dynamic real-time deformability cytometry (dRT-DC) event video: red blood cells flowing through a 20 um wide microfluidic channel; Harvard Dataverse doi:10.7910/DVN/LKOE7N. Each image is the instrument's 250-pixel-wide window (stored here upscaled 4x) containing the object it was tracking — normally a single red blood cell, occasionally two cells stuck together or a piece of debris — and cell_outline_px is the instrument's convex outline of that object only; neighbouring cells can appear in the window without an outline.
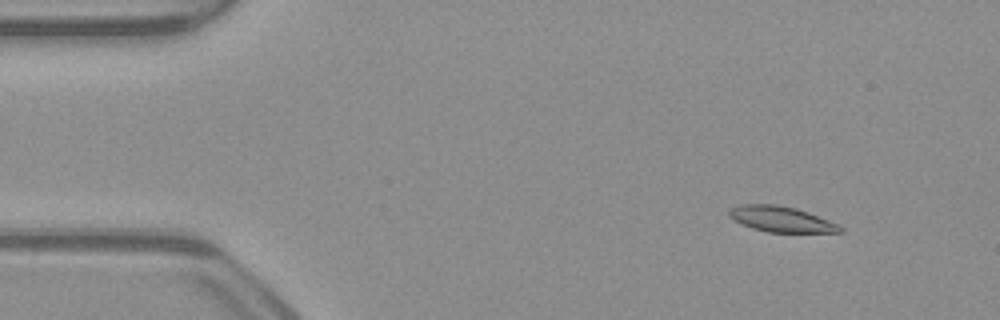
{"species": "common noctule bat (a hibernating species)", "species_latin": "Nyctalus noctula", "temperature_condition": "warm", "stored_images_in_passage": 52, "camera_frame_rate_fps": 3000, "um_per_image_px": 0.085, "animal": {"sex": "male", "body_mass_g": 23.1, "forearm_length_mm": 52.7}, "frame": {"image": 1, "passage_image": 6, "time_ms": 1.667, "image_size_px": [1000, 320], "cell_outline_px": [[844, 232], [768, 232], [752, 228], [728, 216], [728, 212], [732, 208], [740, 204], [776, 204], [796, 208], [808, 212], [828, 220], [844, 228]], "centroid_in_image_um": [66.41, 18.62], "position_along_channel_um": 18.6, "area_um2": 16.36}}
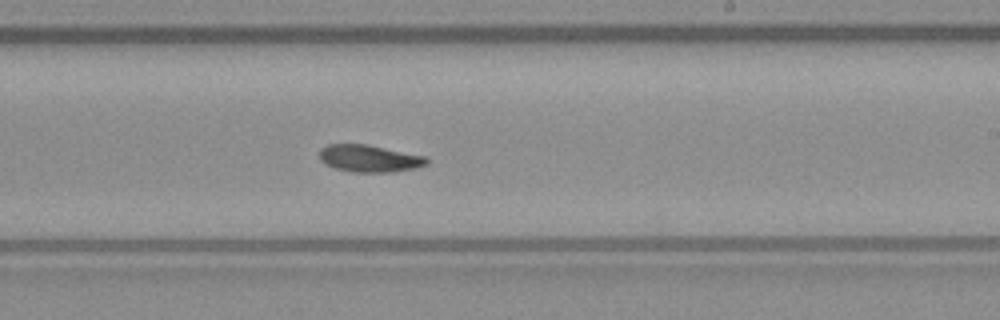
{"frame": {"image": 2, "passage_image": 31, "time_ms": 10.0, "image_size_px": [1000, 320], "cell_outline_px": [[428, 164], [416, 168], [392, 172], [352, 172], [336, 168], [324, 164], [320, 160], [320, 148], [328, 144], [368, 144], [428, 156]], "centroid_in_image_um": [31.43, 13.46], "position_along_channel_um": 257.6, "area_um2": 17.22}}
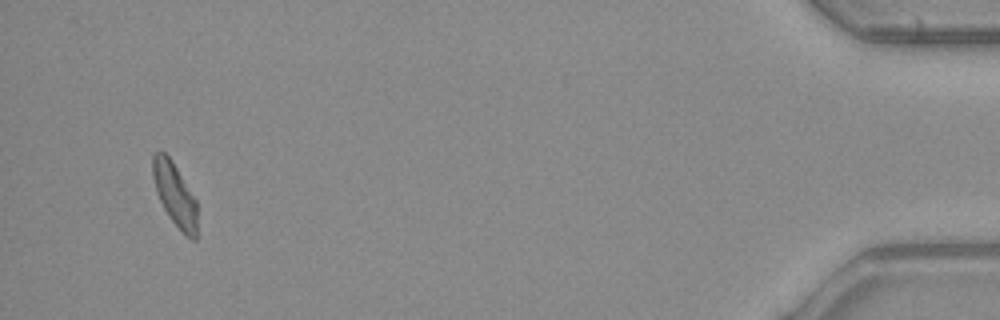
{"frame": {"image": 3, "passage_image": 50, "time_ms": 16.333, "image_size_px": [1000, 320], "cell_outline_px": [[196, 240], [192, 240], [172, 220], [164, 208], [156, 192], [152, 176], [152, 156], [156, 152], [164, 152], [168, 156], [176, 168], [196, 200]], "centroid_in_image_um": [14.83, 16.5], "position_along_channel_um": 420.4, "area_um2": 15.78}, "authors_computed_cell_mechanics": {"area_um2": 17.1666, "velocity_mm_per_s": 3.9516, "shape_relaxation_time_tau1_ms": null, "shape_relaxation_time_tau2_ms": 6.4086, "deformation_change_tau1": null, "deformation_change_tau2": 0.103}}